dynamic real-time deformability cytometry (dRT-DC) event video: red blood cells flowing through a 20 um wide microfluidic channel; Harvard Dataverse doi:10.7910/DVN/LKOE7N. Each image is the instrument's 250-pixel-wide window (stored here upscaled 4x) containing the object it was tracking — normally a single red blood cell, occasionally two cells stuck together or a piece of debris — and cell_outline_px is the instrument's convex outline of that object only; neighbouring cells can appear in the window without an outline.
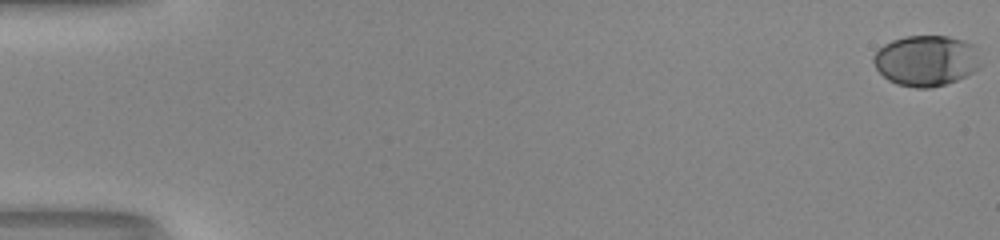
{"species": "human", "species_latin": "Homo sapiens", "temperature_condition": "room temperature", "stored_images_in_passage": 53, "camera_frame_rate_fps": 3000, "um_per_image_px": 0.085, "donor": {"sex": "male"}, "frame": {"image": 1, "passage_image": 1, "time_ms": 0.0, "image_size_px": [1000, 240], "cell_outline_px": [[980, 68], [956, 80], [932, 88], [916, 88], [896, 84], [888, 80], [876, 68], [872, 60], [872, 56], [884, 44], [892, 40], [904, 36], [948, 36], [964, 40], [976, 44], [980, 64]], "centroid_in_image_um": [78.73, 5.14], "position_along_channel_um": 6.3, "area_um2": 31.91}}
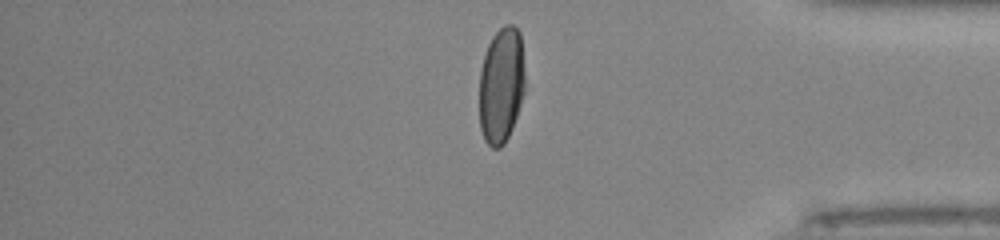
{"frame": {"image": 2, "passage_image": 45, "time_ms": 14.667, "image_size_px": [1000, 240], "cell_outline_px": [[524, 92], [512, 128], [504, 144], [500, 148], [492, 148], [484, 140], [480, 128], [480, 72], [484, 56], [488, 44], [492, 36], [504, 24], [512, 24], [520, 32], [524, 72]], "centroid_in_image_um": [42.6, 7.24], "position_along_channel_um": 392.6, "area_um2": 30.81}}
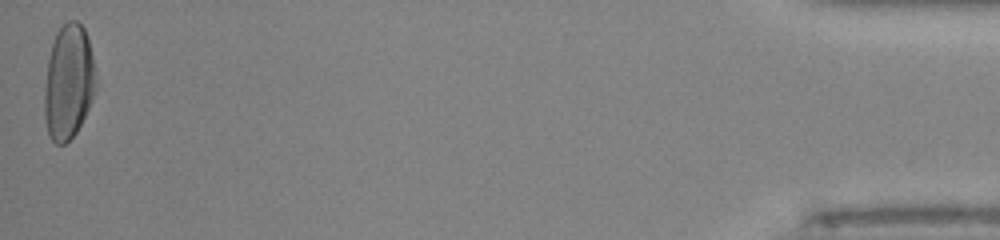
{"frame": {"image": 3, "passage_image": 53, "time_ms": 17.333, "image_size_px": [1000, 240], "cell_outline_px": [[96, 92], [76, 132], [64, 144], [56, 144], [52, 140], [48, 132], [44, 116], [44, 92], [48, 60], [52, 44], [56, 32], [68, 20], [76, 20], [84, 28], [88, 40], [92, 56], [96, 80]], "centroid_in_image_um": [5.82, 6.97], "position_along_channel_um": 429.4, "area_um2": 34.16}, "authors_computed_cell_mechanics": {"area_um2": 32.2524, "velocity_mm_per_s": 4.1334, "shape_relaxation_time_tau1_ms": 3.9192, "shape_relaxation_time_tau2_ms": null, "deformation_change_tau1": 0.1778, "deformation_change_tau2": null}}